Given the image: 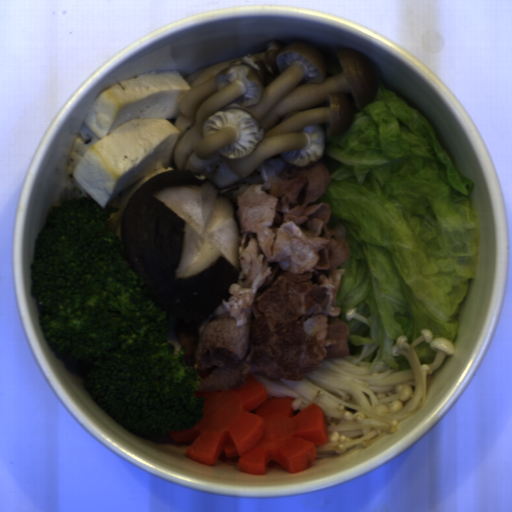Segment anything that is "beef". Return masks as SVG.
<instances>
[{
    "instance_id": "beef-1",
    "label": "beef",
    "mask_w": 512,
    "mask_h": 512,
    "mask_svg": "<svg viewBox=\"0 0 512 512\" xmlns=\"http://www.w3.org/2000/svg\"><path fill=\"white\" fill-rule=\"evenodd\" d=\"M330 182L323 163L296 167L277 155L222 188L241 229L238 281L210 316L174 320L184 365L201 378L195 391L241 388L251 372L302 382L323 360L349 355L338 304L347 229L318 201Z\"/></svg>"
}]
</instances>
